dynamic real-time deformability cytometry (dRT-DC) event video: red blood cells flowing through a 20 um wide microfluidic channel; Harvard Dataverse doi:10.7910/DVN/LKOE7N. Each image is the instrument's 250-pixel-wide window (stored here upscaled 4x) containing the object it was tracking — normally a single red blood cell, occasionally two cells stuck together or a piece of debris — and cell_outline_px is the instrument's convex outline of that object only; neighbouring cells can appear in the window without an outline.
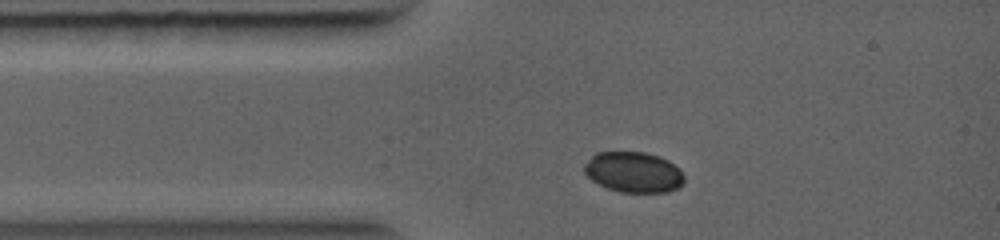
{"species": "common noctule bat (a hibernating species)", "species_latin": "Nyctalus noctula", "temperature_condition": "warm", "stored_images_in_passage": 44, "camera_frame_rate_fps": 5000, "um_per_image_px": 0.085, "animal": {"sex": "female", "body_mass_g": 19.0, "forearm_length_mm": 56.7}, "frame": {"image": 1, "passage_image": 6, "time_ms": 1.0, "image_size_px": [1000, 240], "cell_outline_px": [[684, 180], [680, 188], [668, 192], [620, 192], [608, 188], [592, 180], [584, 172], [584, 164], [596, 152], [644, 152], [660, 156], [668, 160], [680, 168], [684, 176]], "centroid_in_image_um": [53.89, 14.63], "position_along_channel_um": 31.1, "area_um2": 23.76}}
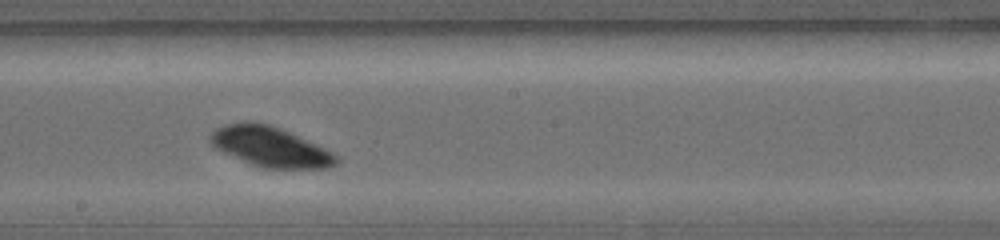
{"frame": {"image": 2, "passage_image": 26, "time_ms": 5.0, "image_size_px": [1000, 240], "cell_outline_px": [[340, 160], [336, 164], [328, 168], [264, 168], [252, 164], [224, 152], [216, 148], [208, 140], [208, 136], [216, 128], [224, 124], [244, 120], [256, 120], [280, 128], [316, 144], [332, 152]], "centroid_in_image_um": [22.94, 12.44], "position_along_channel_um": 225.3, "area_um2": 29.36}}
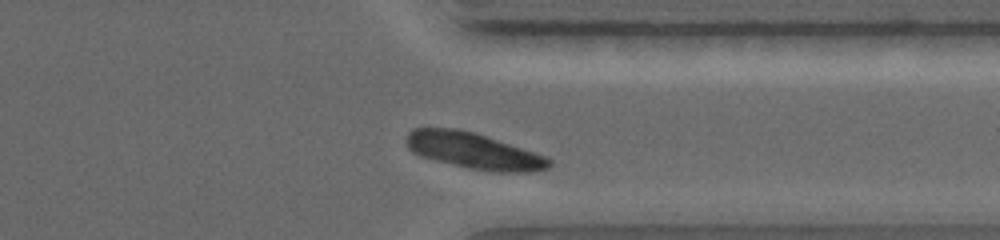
{"frame": {"image": 3, "passage_image": 40, "time_ms": 7.8, "image_size_px": [1000, 240], "cell_outline_px": [[552, 164], [548, 168], [532, 172], [488, 172], [468, 168], [420, 156], [412, 152], [408, 148], [408, 132], [412, 128], [460, 128], [476, 132], [544, 156], [552, 160]], "centroid_in_image_um": [40.27, 12.82], "position_along_channel_um": 371.1, "area_um2": 30.06}}